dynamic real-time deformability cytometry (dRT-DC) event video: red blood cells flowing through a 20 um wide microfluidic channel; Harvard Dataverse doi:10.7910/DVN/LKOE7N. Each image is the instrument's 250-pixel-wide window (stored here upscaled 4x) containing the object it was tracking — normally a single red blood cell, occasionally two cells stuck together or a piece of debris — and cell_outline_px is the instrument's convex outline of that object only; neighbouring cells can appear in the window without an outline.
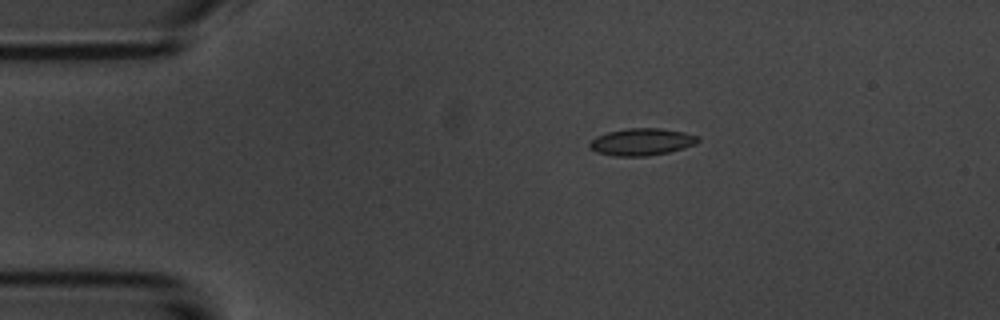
{"species": "common noctule bat (a hibernating species)", "species_latin": "Nyctalus noctula", "temperature_condition": "room temperature", "stored_images_in_passage": 5, "camera_frame_rate_fps": 3000, "um_per_image_px": 0.085, "animal": {"sex": "male", "body_mass_g": 20.1, "forearm_length_mm": 53.5}, "frame": {"image": 1, "passage_image": 3, "time_ms": 2.333, "image_size_px": [1000, 320], "cell_outline_px": [[700, 140], [696, 144], [684, 148], [668, 152], [648, 156], [612, 156], [596, 152], [588, 144], [596, 136], [608, 132], [628, 128], [660, 128], [684, 132], [700, 136]], "centroid_in_image_um": [54.57, 12.06], "position_along_channel_um": 30.4, "area_um2": 17.17}}
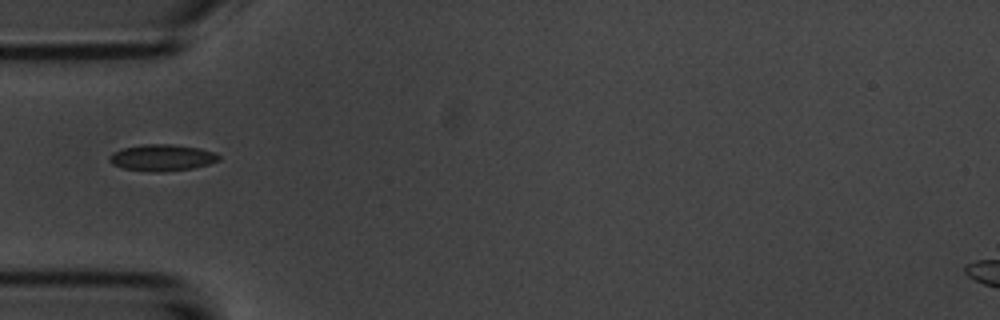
{"frame": {"image": 2, "passage_image": 5, "time_ms": 4.667, "image_size_px": [1000, 320], "cell_outline_px": [[220, 160], [208, 164], [192, 168], [160, 172], [156, 172], [124, 168], [112, 164], [108, 160], [108, 156], [112, 152], [124, 148], [144, 144], [172, 144], [200, 148], [216, 152], [220, 156]], "centroid_in_image_um": [13.78, 13.39], "position_along_channel_um": 71.2, "area_um2": 16.88}}